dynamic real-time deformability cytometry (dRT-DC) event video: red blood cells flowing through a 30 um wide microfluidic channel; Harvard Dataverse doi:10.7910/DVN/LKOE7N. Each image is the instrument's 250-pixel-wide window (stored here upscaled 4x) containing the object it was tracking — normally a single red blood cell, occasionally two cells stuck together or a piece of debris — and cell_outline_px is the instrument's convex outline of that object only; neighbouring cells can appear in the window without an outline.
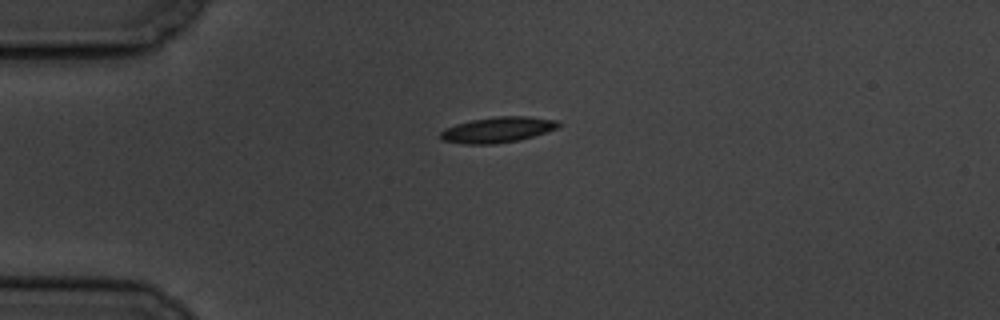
{"species": "common noctule bat (a hibernating species)", "species_latin": "Nyctalus noctula", "temperature_condition": "cold", "stored_images_in_passage": 3, "camera_frame_rate_fps": 3000, "um_per_image_px": 0.085, "animal": {"sex": "male", "body_mass_g": 19.5, "forearm_length_mm": 54.6}, "frame": {"image": 1, "passage_image": 1, "time_ms": 0.0, "image_size_px": [1000, 320], "cell_outline_px": [[564, 124], [548, 132], [520, 140], [496, 144], [464, 144], [440, 140], [440, 132], [444, 128], [456, 124], [472, 120], [496, 116], [528, 116], [560, 120]], "centroid_in_image_um": [42.34, 11.03], "position_along_channel_um": 42.7, "area_um2": 17.98}}
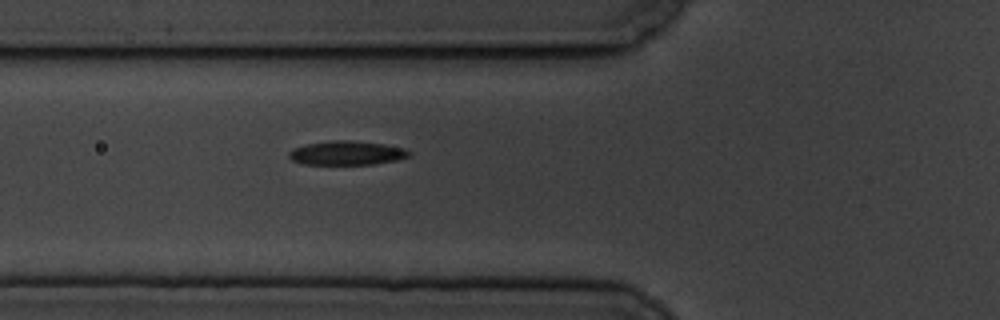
{"frame": {"image": 2, "passage_image": 3, "time_ms": 2.333, "image_size_px": [1000, 320], "cell_outline_px": [[412, 152], [408, 156], [396, 160], [376, 164], [304, 164], [292, 160], [288, 156], [288, 152], [292, 148], [304, 144], [332, 140], [352, 140], [384, 144], [404, 148]], "centroid_in_image_um": [29.45, 12.99], "position_along_channel_um": 96.4, "area_um2": 16.94}}